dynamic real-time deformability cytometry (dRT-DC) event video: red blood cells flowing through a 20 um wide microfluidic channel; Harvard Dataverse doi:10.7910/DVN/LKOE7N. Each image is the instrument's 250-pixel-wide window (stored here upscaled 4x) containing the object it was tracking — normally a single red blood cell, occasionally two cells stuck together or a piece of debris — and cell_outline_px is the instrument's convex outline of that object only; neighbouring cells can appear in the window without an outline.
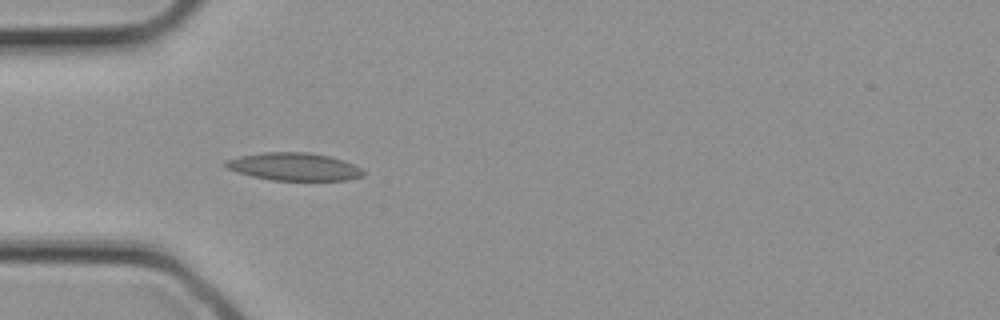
{"species": "common noctule bat (a hibernating species)", "species_latin": "Nyctalus noctula", "temperature_condition": "cold", "stored_images_in_passage": 2, "camera_frame_rate_fps": 3000, "um_per_image_px": 0.085, "animal": {"sex": "female", "body_mass_g": 21.9}, "frame": {"image": 1, "passage_image": 2, "time_ms": 0.333, "image_size_px": [1000, 320], "cell_outline_px": [[368, 172], [364, 176], [348, 180], [272, 180], [252, 176], [228, 168], [224, 164], [228, 160], [240, 156], [264, 152], [308, 152], [328, 156], [344, 160]], "centroid_in_image_um": [25.07, 14.17], "position_along_channel_um": 59.9, "area_um2": 22.08}}